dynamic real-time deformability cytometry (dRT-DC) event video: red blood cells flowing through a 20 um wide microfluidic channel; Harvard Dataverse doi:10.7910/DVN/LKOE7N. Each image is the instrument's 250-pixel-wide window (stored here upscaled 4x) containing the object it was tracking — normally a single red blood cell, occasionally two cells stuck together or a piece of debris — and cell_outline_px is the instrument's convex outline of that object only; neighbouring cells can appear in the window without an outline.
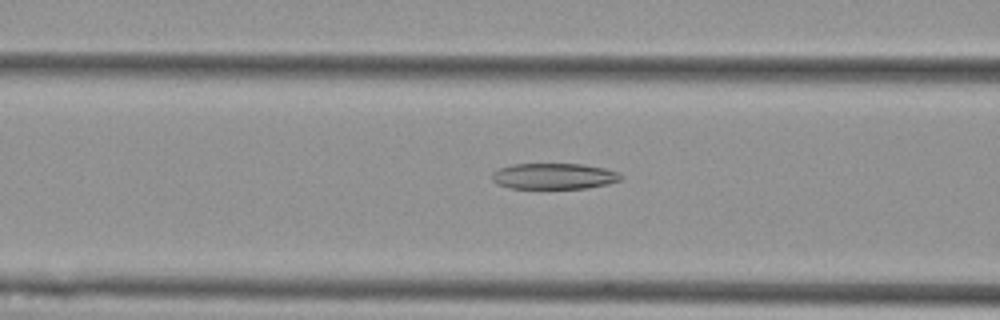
{"species": "Egyptian fruit bat (a non-hibernating species)", "species_latin": "Rousettus aegyptiacus", "temperature_condition": "cold", "stored_images_in_passage": 49, "camera_frame_rate_fps": 3000, "um_per_image_px": 0.085, "animal": {"sex": "female"}, "frame": {"image": 1, "passage_image": 15, "time_ms": 4.667, "image_size_px": [1000, 320], "cell_outline_px": [[624, 176], [620, 180], [608, 184], [588, 188], [508, 188], [496, 184], [492, 180], [492, 172], [500, 168], [512, 164], [584, 164], [604, 168], [620, 172]], "centroid_in_image_um": [47.1, 14.97], "position_along_channel_um": 119.5, "area_um2": 19.65}}
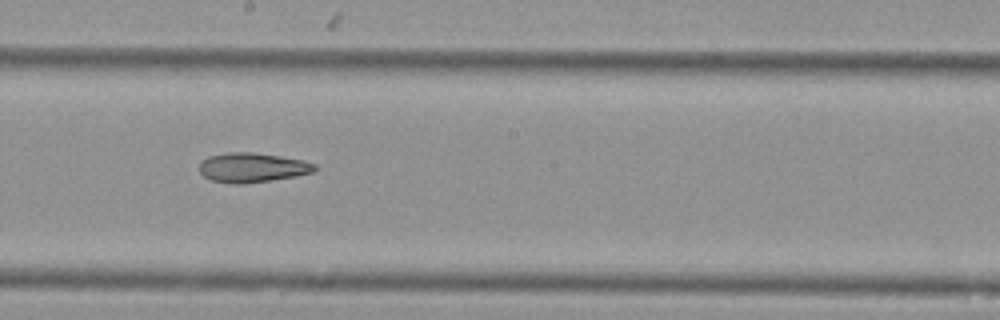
{"frame": {"image": 2, "passage_image": 24, "time_ms": 7.667, "image_size_px": [1000, 320], "cell_outline_px": [[320, 168], [312, 172], [296, 176], [272, 180], [240, 184], [232, 184], [212, 180], [204, 176], [200, 172], [200, 160], [208, 156], [228, 152], [252, 152], [304, 160], [316, 164]], "centroid_in_image_um": [21.45, 14.24], "position_along_channel_um": 226.7, "area_um2": 19.94}}
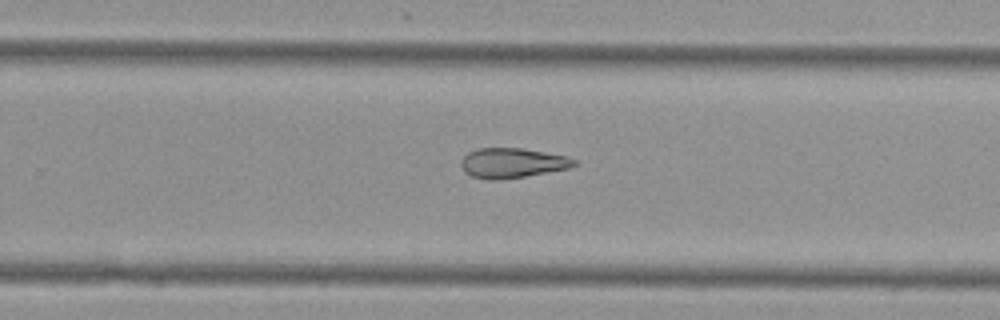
{"frame": {"image": 3, "passage_image": 29, "time_ms": 9.333, "image_size_px": [1000, 320], "cell_outline_px": [[576, 164], [568, 168], [524, 176], [500, 180], [488, 180], [472, 176], [464, 172], [460, 164], [460, 160], [468, 152], [476, 148], [520, 148], [544, 152], [564, 156], [576, 160]], "centroid_in_image_um": [43.46, 13.85], "position_along_channel_um": 286.3, "area_um2": 19.54}, "authors_computed_cell_mechanics": {"area_um2": 22.1374, "velocity_mm_per_s": 3.5802, "shape_relaxation_time_tau1_ms": null, "shape_relaxation_time_tau2_ms": 6.3722, "deformation_change_tau1": null, "deformation_change_tau2": 0.1579}}